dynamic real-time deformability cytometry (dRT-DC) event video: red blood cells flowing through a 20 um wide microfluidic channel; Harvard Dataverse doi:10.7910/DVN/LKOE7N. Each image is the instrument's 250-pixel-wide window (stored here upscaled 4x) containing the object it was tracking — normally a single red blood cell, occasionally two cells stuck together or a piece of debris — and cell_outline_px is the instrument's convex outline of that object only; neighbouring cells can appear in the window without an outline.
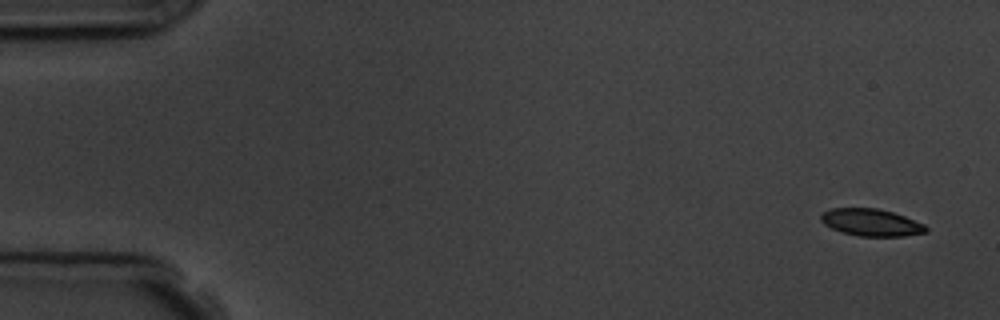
{"species": "common noctule bat (a hibernating species)", "species_latin": "Nyctalus noctula", "temperature_condition": "room temperature", "stored_images_in_passage": 6, "camera_frame_rate_fps": 3000, "um_per_image_px": 0.085, "animal": {"sex": "male", "body_mass_g": 19.5, "forearm_length_mm": 54.6}, "frame": {"image": 1, "passage_image": 1, "time_ms": 0.0, "image_size_px": [1000, 320], "cell_outline_px": [[928, 232], [904, 236], [860, 236], [844, 232], [832, 228], [824, 224], [820, 220], [820, 216], [824, 212], [832, 208], [876, 208], [892, 212], [904, 216], [924, 224], [928, 228]], "centroid_in_image_um": [74.07, 18.91], "position_along_channel_um": 10.9, "area_um2": 16.47}}
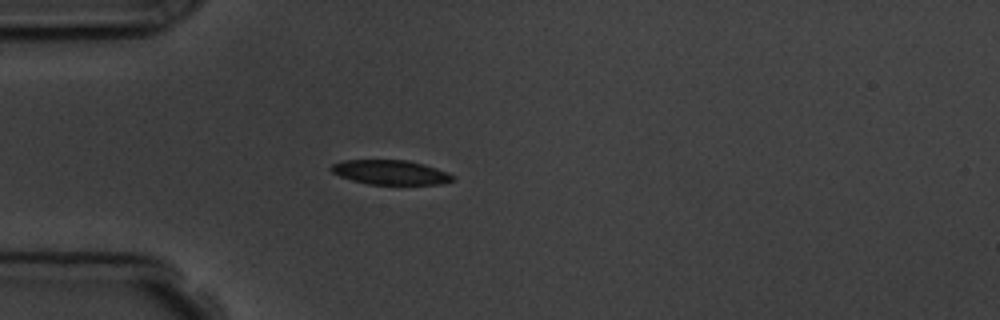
{"frame": {"image": 2, "passage_image": 4, "time_ms": 4.333, "image_size_px": [1000, 320], "cell_outline_px": [[456, 176], [452, 180], [440, 184], [368, 184], [352, 180], [340, 176], [332, 172], [328, 168], [332, 164], [344, 160], [408, 160], [424, 164], [448, 172]], "centroid_in_image_um": [33.18, 14.64], "position_along_channel_um": 51.8, "area_um2": 17.34}}